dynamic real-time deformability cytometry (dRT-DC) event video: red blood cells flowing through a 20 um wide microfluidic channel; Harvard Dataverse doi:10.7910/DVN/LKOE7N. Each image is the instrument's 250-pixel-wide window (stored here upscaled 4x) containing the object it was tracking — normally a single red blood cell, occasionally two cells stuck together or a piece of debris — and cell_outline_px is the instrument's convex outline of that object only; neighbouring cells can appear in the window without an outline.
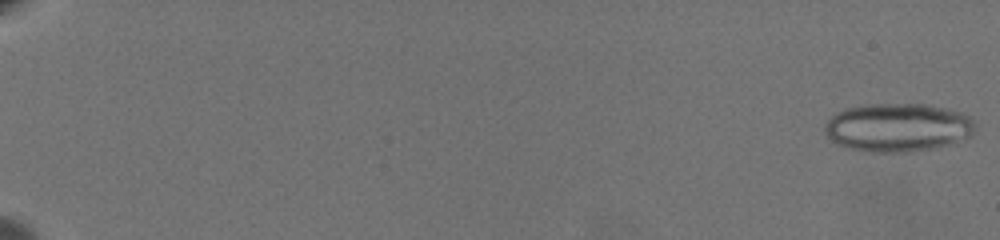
{"species": "common noctule bat (a hibernating species)", "species_latin": "Nyctalus noctula", "temperature_condition": "warm", "stored_images_in_passage": 27, "camera_frame_rate_fps": 3000, "um_per_image_px": 0.085, "animal": {"sex": "female", "body_mass_g": 19.5, "forearm_length_mm": 54.1}, "frame": {"image": 1, "passage_image": 1, "time_ms": 0.0, "image_size_px": [1000, 240], "cell_outline_px": [[976, 128], [972, 136], [948, 144], [932, 148], [908, 152], [872, 152], [852, 148], [840, 144], [832, 140], [824, 132], [824, 124], [836, 112], [848, 108], [868, 104], [924, 104], [944, 108], [960, 112], [968, 116], [976, 124]], "centroid_in_image_um": [76.33, 10.83], "position_along_channel_um": 8.7, "area_um2": 42.19}}